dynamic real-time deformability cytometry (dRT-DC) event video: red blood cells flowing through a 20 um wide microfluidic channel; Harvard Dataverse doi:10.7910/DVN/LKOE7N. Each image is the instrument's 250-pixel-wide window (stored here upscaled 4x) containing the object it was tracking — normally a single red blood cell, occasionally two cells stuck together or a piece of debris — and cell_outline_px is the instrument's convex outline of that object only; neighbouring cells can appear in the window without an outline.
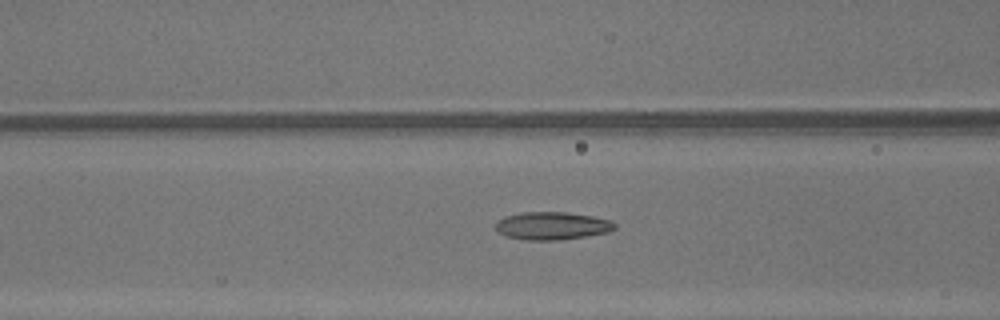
{"species": "common noctule bat (a hibernating species)", "species_latin": "Nyctalus noctula", "temperature_condition": "warm", "stored_images_in_passage": 48, "camera_frame_rate_fps": 3000, "um_per_image_px": 0.085, "animal": {"sex": "male", "body_mass_g": 13.3}, "frame": {"image": 1, "passage_image": 20, "time_ms": 6.333, "image_size_px": [1000, 320], "cell_outline_px": [[616, 228], [608, 232], [588, 236], [556, 240], [528, 240], [508, 236], [496, 232], [496, 220], [504, 216], [524, 212], [568, 212], [592, 216], [612, 220], [616, 224]], "centroid_in_image_um": [46.94, 19.18], "position_along_channel_um": 119.7, "area_um2": 19.42}}
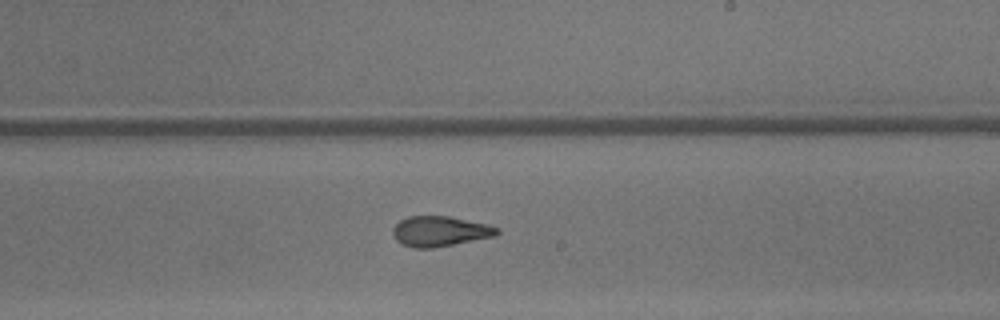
{"frame": {"image": 2, "passage_image": 29, "time_ms": 9.333, "image_size_px": [1000, 320], "cell_outline_px": [[500, 232], [496, 236], [432, 248], [412, 248], [396, 240], [392, 236], [392, 228], [400, 220], [408, 216], [448, 216], [484, 224], [500, 228]], "centroid_in_image_um": [37.36, 19.66], "position_along_channel_um": 251.6, "area_um2": 18.26}}
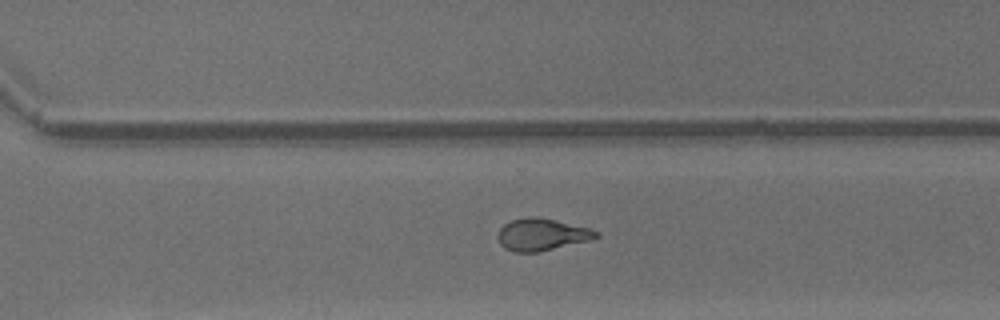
{"frame": {"image": 3, "passage_image": 34, "time_ms": 11.0, "image_size_px": [1000, 320], "cell_outline_px": [[600, 236], [592, 240], [540, 252], [516, 252], [504, 248], [500, 244], [496, 236], [500, 228], [504, 224], [512, 220], [528, 216], [536, 216], [556, 220], [592, 228], [600, 232]], "centroid_in_image_um": [46.09, 19.93], "position_along_channel_um": 324.5, "area_um2": 18.79}, "authors_computed_cell_mechanics": {"area_um2": 19.3052, "velocity_mm_per_s": 4.3956, "shape_relaxation_time_tau1_ms": null, "shape_relaxation_time_tau2_ms": 1.3141, "deformation_change_tau1": null, "deformation_change_tau2": 0.0879}}